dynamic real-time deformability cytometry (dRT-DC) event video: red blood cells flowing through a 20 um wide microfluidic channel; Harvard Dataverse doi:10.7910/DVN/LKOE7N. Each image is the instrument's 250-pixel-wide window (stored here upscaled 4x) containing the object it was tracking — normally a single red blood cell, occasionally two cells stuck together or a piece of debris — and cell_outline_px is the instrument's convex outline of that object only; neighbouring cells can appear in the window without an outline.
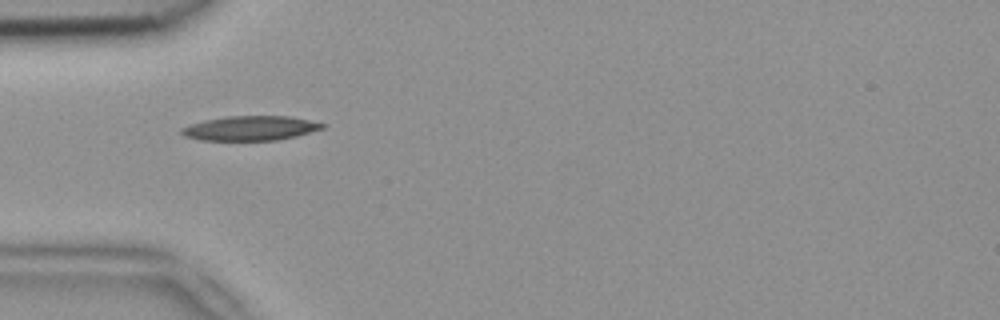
{"species": "common noctule bat (a hibernating species)", "species_latin": "Nyctalus noctula", "temperature_condition": "room temperature", "stored_images_in_passage": 36, "camera_frame_rate_fps": 3000, "um_per_image_px": 0.085, "animal": {"sex": "female", "body_mass_g": 18.4}, "frame": {"image": 1, "passage_image": 1, "time_ms": 0.0, "image_size_px": [1000, 320], "cell_outline_px": [[328, 124], [324, 128], [296, 136], [276, 140], [200, 140], [184, 136], [180, 132], [180, 128], [204, 120], [228, 116], [288, 116]], "centroid_in_image_um": [21.28, 10.9], "position_along_channel_um": 63.7, "area_um2": 20.06}}
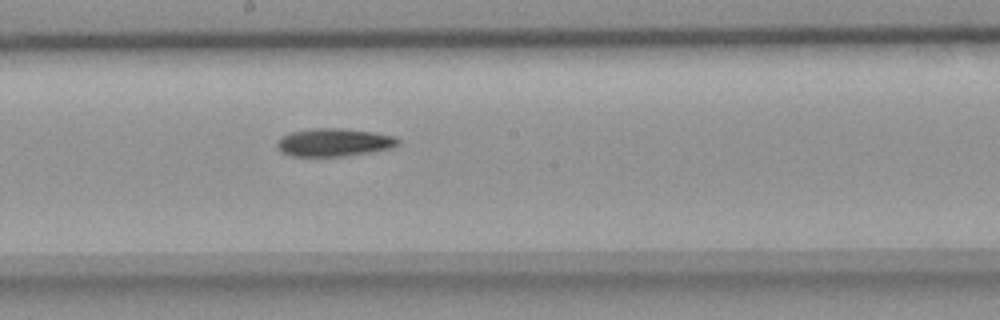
{"frame": {"image": 2, "passage_image": 13, "time_ms": 4.0, "image_size_px": [1000, 320], "cell_outline_px": [[400, 144], [392, 148], [344, 156], [288, 156], [280, 152], [276, 148], [276, 140], [280, 136], [288, 132], [312, 128], [340, 128], [372, 132], [396, 136], [400, 140]], "centroid_in_image_um": [28.32, 12.1], "position_along_channel_um": 219.9, "area_um2": 20.06}}
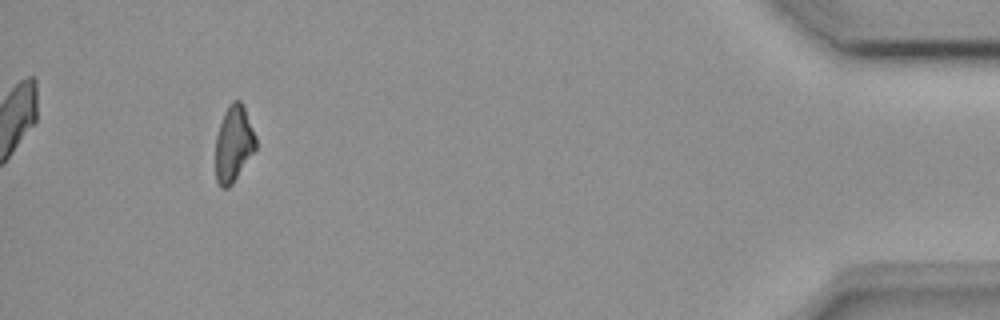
{"frame": {"image": 3, "passage_image": 33, "time_ms": 10.667, "image_size_px": [1000, 320], "cell_outline_px": [[256, 148], [232, 184], [228, 188], [220, 188], [216, 180], [216, 136], [224, 112], [228, 104], [232, 100], [240, 100], [244, 104], [256, 136]], "centroid_in_image_um": [19.86, 12.19], "position_along_channel_um": 415.3, "area_um2": 17.98}}